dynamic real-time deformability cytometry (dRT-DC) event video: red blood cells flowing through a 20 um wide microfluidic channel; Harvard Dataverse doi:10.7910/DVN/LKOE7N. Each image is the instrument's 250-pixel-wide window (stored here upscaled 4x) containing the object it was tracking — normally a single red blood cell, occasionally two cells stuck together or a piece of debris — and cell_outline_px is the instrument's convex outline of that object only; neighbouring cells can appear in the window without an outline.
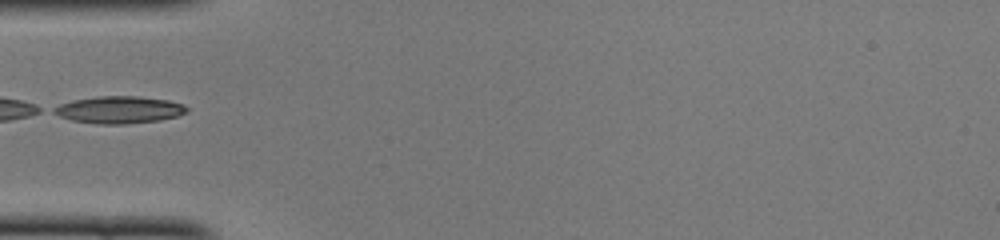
{"species": "common noctule bat (a hibernating species)", "species_latin": "Nyctalus noctula", "temperature_condition": "cold", "stored_images_in_passage": 32, "camera_frame_rate_fps": 3000, "um_per_image_px": 0.085, "animal": {"sex": "female", "body_mass_g": 22.0, "forearm_length_mm": 56.7}, "frame": {"image": 1, "passage_image": 1, "time_ms": 0.0, "image_size_px": [1000, 240], "cell_outline_px": [[188, 112], [176, 116], [160, 120], [124, 124], [100, 124], [72, 120], [60, 116], [52, 112], [52, 108], [60, 104], [72, 100], [100, 96], [136, 96], [168, 100], [184, 104], [188, 108]], "centroid_in_image_um": [10.14, 9.33], "position_along_channel_um": 74.9, "area_um2": 20.98}}